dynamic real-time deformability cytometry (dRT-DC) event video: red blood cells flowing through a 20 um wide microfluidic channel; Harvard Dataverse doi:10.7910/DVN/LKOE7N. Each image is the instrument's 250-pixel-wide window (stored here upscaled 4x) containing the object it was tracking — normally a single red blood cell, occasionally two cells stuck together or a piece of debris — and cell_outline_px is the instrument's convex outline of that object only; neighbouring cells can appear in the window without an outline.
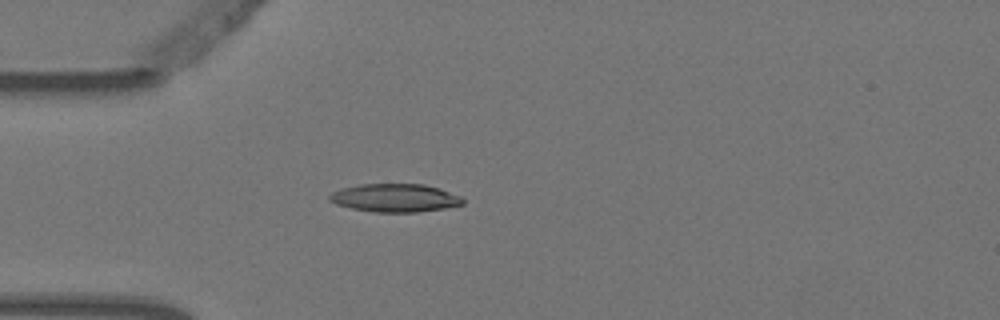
{"species": "Egyptian fruit bat (a non-hibernating species)", "species_latin": "Rousettus aegyptiacus", "temperature_condition": "warm", "stored_images_in_passage": 3, "camera_frame_rate_fps": 3000, "um_per_image_px": 0.085, "animal": {"sex": "female"}, "frame": {"image": 1, "passage_image": 3, "time_ms": 0.667, "image_size_px": [1000, 320], "cell_outline_px": [[464, 204], [444, 208], [416, 212], [372, 212], [352, 208], [336, 204], [328, 200], [328, 196], [332, 192], [340, 188], [360, 184], [424, 184], [440, 188], [460, 196], [464, 200]], "centroid_in_image_um": [33.55, 16.81], "position_along_channel_um": 51.4, "area_um2": 21.96}}